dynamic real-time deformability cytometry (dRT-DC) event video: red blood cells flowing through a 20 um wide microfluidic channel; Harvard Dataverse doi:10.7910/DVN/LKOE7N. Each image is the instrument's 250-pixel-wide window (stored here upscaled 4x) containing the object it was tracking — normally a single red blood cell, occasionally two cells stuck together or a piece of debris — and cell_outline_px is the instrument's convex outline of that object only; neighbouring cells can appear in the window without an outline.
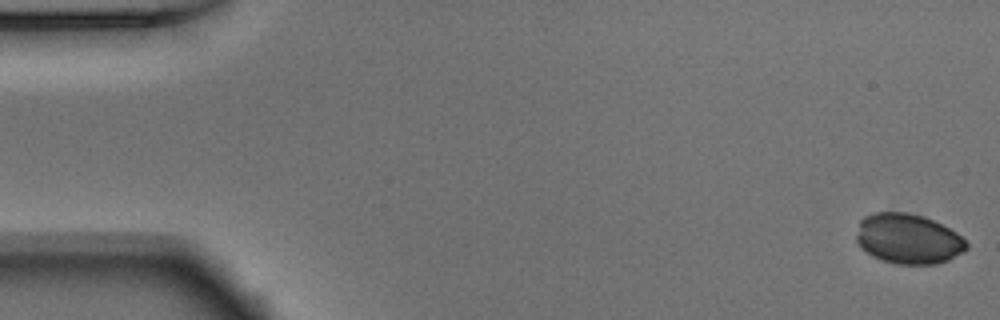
{"species": "Egyptian fruit bat (a non-hibernating species)", "species_latin": "Rousettus aegyptiacus", "temperature_condition": "warm", "stored_images_in_passage": 53, "camera_frame_rate_fps": 3000, "um_per_image_px": 0.085, "animal": {"sex": "male"}, "frame": {"image": 1, "passage_image": 1, "time_ms": 0.0, "image_size_px": [1000, 320], "cell_outline_px": [[968, 248], [964, 252], [948, 260], [936, 264], [896, 264], [880, 260], [872, 256], [860, 248], [856, 240], [856, 236], [860, 220], [864, 216], [876, 212], [908, 212], [924, 216], [956, 232], [968, 244]], "centroid_in_image_um": [77.17, 20.3], "position_along_channel_um": 7.8, "area_um2": 32.31}}
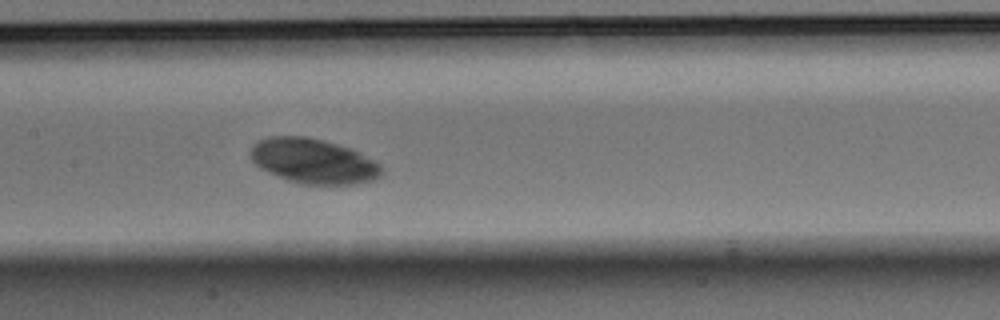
{"frame": {"image": 2, "passage_image": 25, "time_ms": 8.0, "image_size_px": [1000, 320], "cell_outline_px": [[384, 172], [380, 176], [372, 180], [352, 184], [300, 184], [276, 176], [260, 168], [248, 156], [248, 152], [252, 144], [268, 136], [308, 136], [336, 144], [360, 152], [376, 160], [384, 168]], "centroid_in_image_um": [26.62, 13.69], "position_along_channel_um": 180.8, "area_um2": 34.62}}
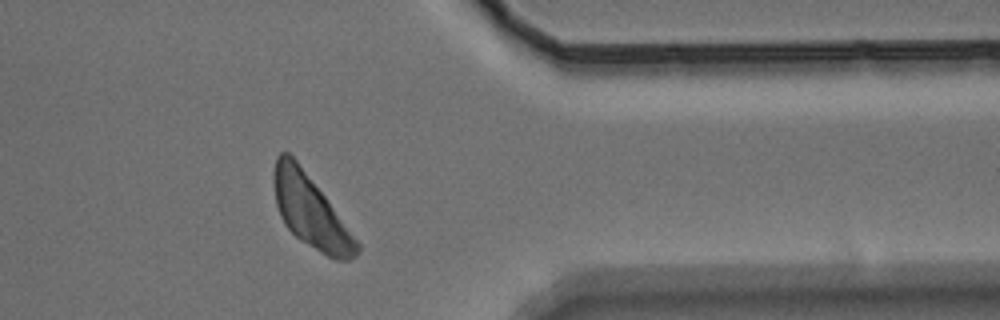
{"frame": {"image": 3, "passage_image": 42, "time_ms": 13.667, "image_size_px": [1000, 320], "cell_outline_px": [[360, 248], [356, 256], [348, 260], [336, 260], [320, 252], [300, 240], [284, 224], [280, 216], [276, 204], [272, 180], [272, 172], [276, 156], [280, 152], [288, 152], [296, 160], [324, 196], [360, 244]], "centroid_in_image_um": [26.35, 17.96], "position_along_channel_um": 385.0, "area_um2": 34.45}}